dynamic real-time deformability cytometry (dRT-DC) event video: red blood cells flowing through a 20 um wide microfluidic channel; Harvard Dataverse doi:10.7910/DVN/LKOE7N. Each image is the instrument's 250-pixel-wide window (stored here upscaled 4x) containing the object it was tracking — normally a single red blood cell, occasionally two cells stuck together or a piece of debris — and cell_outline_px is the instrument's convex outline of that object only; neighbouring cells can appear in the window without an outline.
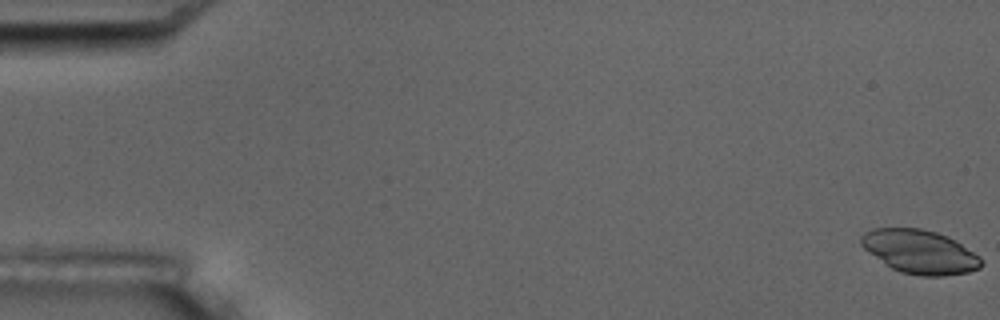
{"species": "common noctule bat (a hibernating species)", "species_latin": "Nyctalus noctula", "temperature_condition": "room temperature", "stored_images_in_passage": 7, "camera_frame_rate_fps": 3000, "um_per_image_px": 0.085, "animal": {"sex": "male", "body_mass_g": 17.5, "forearm_length_mm": 52.3}, "frame": {"image": 1, "passage_image": 1, "time_ms": 0.0, "image_size_px": [1000, 320], "cell_outline_px": [[984, 264], [980, 268], [968, 272], [944, 276], [920, 276], [900, 272], [892, 268], [868, 252], [860, 244], [860, 236], [864, 232], [872, 228], [920, 228], [936, 232], [948, 236], [980, 256]], "centroid_in_image_um": [78.19, 21.4], "position_along_channel_um": 6.8, "area_um2": 30.69}}